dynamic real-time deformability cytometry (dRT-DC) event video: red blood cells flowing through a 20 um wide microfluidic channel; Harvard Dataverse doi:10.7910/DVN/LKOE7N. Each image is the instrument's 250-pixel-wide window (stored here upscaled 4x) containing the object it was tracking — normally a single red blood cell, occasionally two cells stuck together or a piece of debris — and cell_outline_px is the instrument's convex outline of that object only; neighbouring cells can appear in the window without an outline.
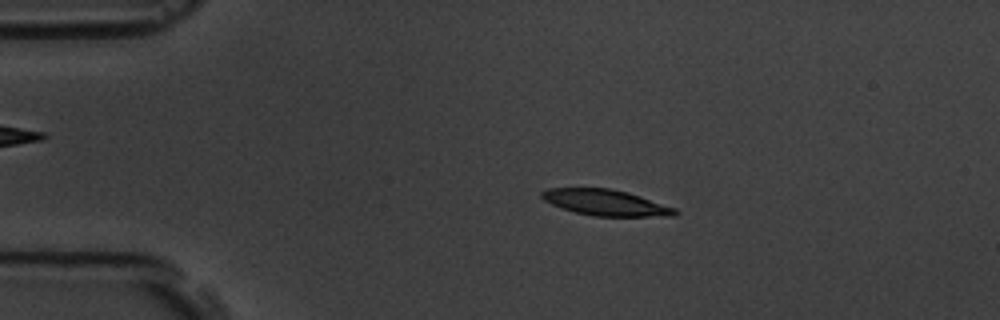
{"species": "common noctule bat (a hibernating species)", "species_latin": "Nyctalus noctula", "temperature_condition": "room temperature", "stored_images_in_passage": 56, "camera_frame_rate_fps": 3000, "um_per_image_px": 0.085, "animal": {"sex": "male", "body_mass_g": 19.5, "forearm_length_mm": 54.6}, "frame": {"image": 1, "passage_image": 12, "time_ms": 3.667, "image_size_px": [1000, 320], "cell_outline_px": [[680, 212], [676, 216], [592, 216], [576, 212], [552, 204], [544, 200], [540, 196], [540, 192], [548, 188], [612, 188], [628, 192], [676, 208]], "centroid_in_image_um": [51.51, 17.21], "position_along_channel_um": 33.5, "area_um2": 20.17}}
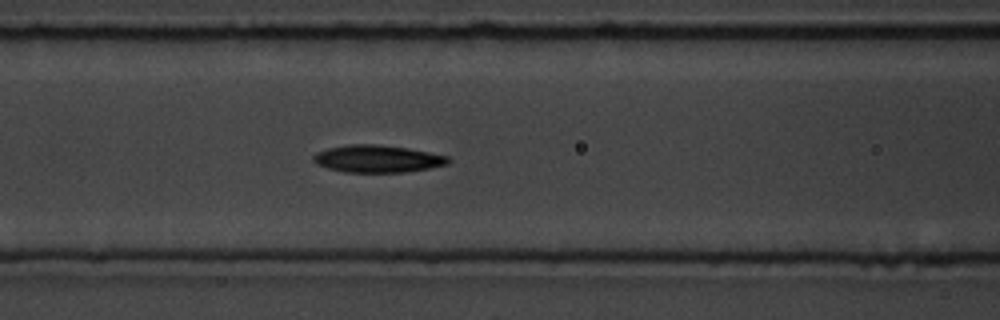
{"frame": {"image": 2, "passage_image": 24, "time_ms": 7.667, "image_size_px": [1000, 320], "cell_outline_px": [[452, 160], [448, 164], [428, 168], [404, 172], [344, 172], [328, 168], [316, 164], [312, 160], [312, 156], [316, 152], [328, 148], [348, 144], [376, 144], [408, 148], [448, 156]], "centroid_in_image_um": [32.06, 13.49], "position_along_channel_um": 134.5, "area_um2": 21.5}}
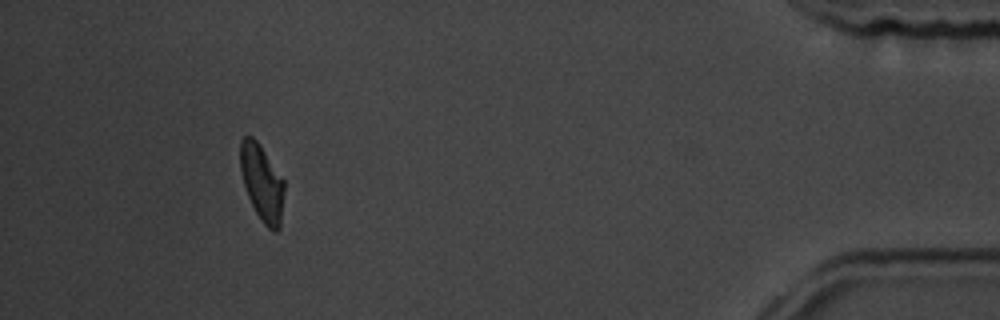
{"frame": {"image": 3, "passage_image": 52, "time_ms": 17.0, "image_size_px": [1000, 320], "cell_outline_px": [[284, 192], [280, 228], [276, 232], [272, 232], [260, 220], [248, 196], [244, 184], [240, 168], [240, 140], [244, 136], [252, 136], [256, 140], [284, 180]], "centroid_in_image_um": [22.27, 15.56], "position_along_channel_um": 412.9, "area_um2": 19.42}, "authors_computed_cell_mechanics": {"area_um2": 20.1722, "velocity_mm_per_s": 3.6662, "shape_relaxation_time_tau1_ms": 3.2119, "shape_relaxation_time_tau2_ms": null, "deformation_change_tau1": 0.1432, "deformation_change_tau2": null}}